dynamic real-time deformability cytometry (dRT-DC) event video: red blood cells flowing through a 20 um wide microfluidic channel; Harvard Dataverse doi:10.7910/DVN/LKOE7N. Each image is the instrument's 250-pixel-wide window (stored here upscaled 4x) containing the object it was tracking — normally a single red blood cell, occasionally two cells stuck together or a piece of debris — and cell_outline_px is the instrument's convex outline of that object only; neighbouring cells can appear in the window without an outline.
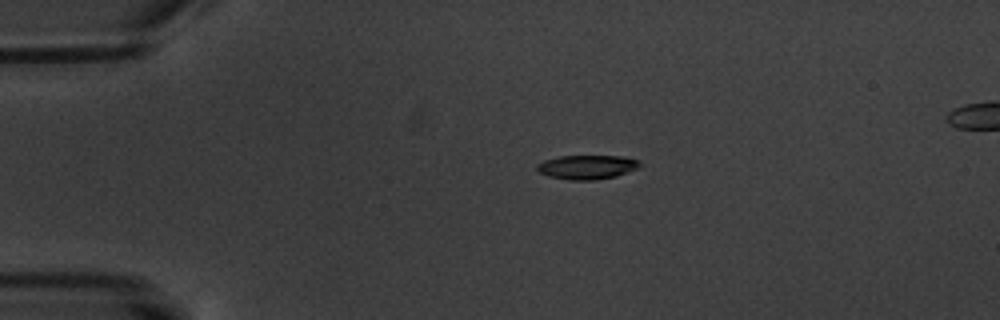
{"species": "common noctule bat (a hibernating species)", "species_latin": "Nyctalus noctula", "temperature_condition": "warm", "stored_images_in_passage": 9, "camera_frame_rate_fps": 3000, "um_per_image_px": 0.085, "animal": {"sex": "male", "body_mass_g": 20.1, "forearm_length_mm": 53.5}, "frame": {"image": 1, "passage_image": 1, "time_ms": 0.0, "image_size_px": [1000, 320], "cell_outline_px": [[640, 164], [636, 168], [616, 176], [596, 180], [572, 180], [548, 176], [540, 172], [536, 168], [536, 164], [544, 160], [560, 156], [624, 156], [640, 160]], "centroid_in_image_um": [49.88, 14.19], "position_along_channel_um": 35.1, "area_um2": 14.39}}
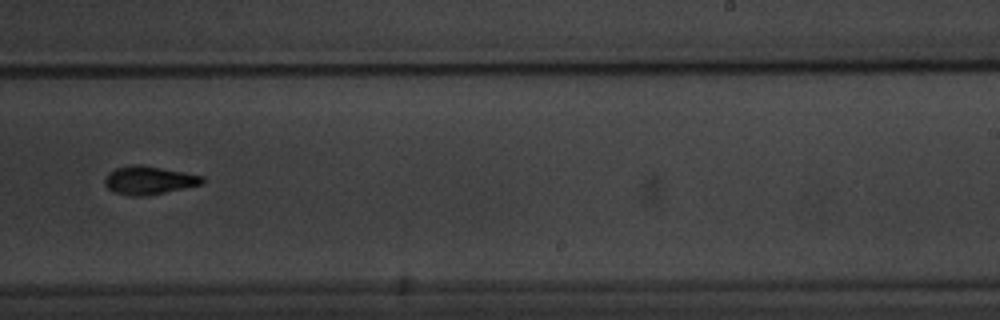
{"frame": {"image": 2, "passage_image": 8, "time_ms": 8.333, "image_size_px": [1000, 320], "cell_outline_px": [[204, 184], [144, 196], [128, 196], [116, 192], [108, 188], [104, 184], [104, 180], [108, 172], [116, 168], [132, 164], [140, 164], [184, 172], [204, 176]], "centroid_in_image_um": [12.65, 15.31], "position_along_channel_um": 276.3, "area_um2": 16.07}}
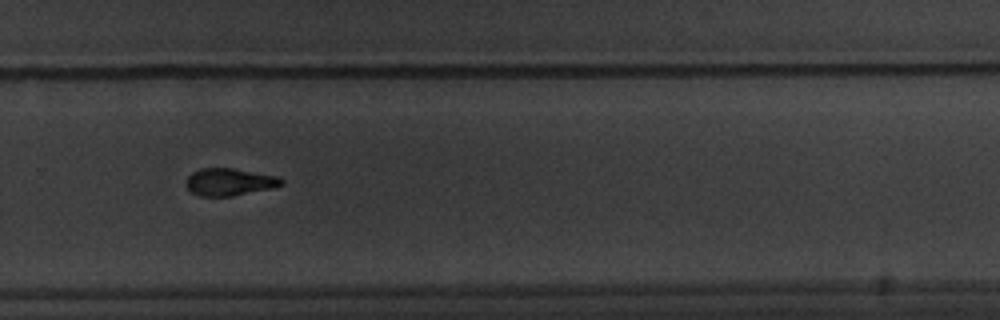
{"frame": {"image": 3, "passage_image": 9, "time_ms": 9.333, "image_size_px": [1000, 320], "cell_outline_px": [[284, 184], [272, 188], [232, 196], [200, 196], [192, 192], [188, 188], [188, 176], [192, 172], [200, 168], [232, 168], [276, 176], [284, 180]], "centroid_in_image_um": [19.52, 15.46], "position_along_channel_um": 310.3, "area_um2": 14.97}}